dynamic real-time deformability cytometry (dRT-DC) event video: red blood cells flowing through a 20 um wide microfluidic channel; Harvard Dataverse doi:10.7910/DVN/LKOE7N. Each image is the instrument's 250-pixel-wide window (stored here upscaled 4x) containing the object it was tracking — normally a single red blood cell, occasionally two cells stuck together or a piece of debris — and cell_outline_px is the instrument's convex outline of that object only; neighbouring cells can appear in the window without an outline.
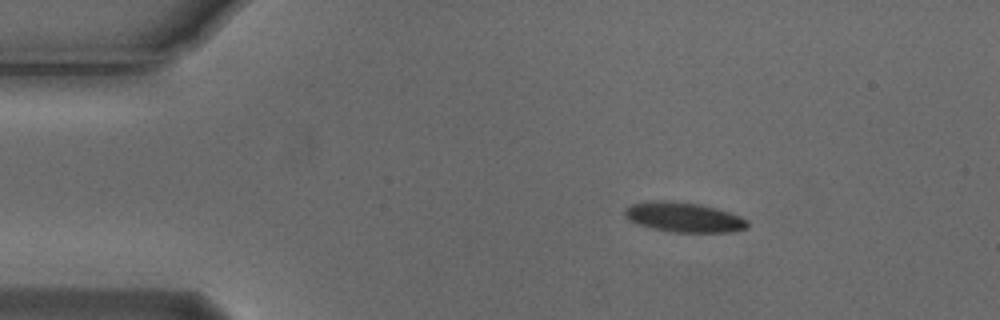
{"species": "Egyptian fruit bat (a non-hibernating species)", "species_latin": "Rousettus aegyptiacus", "temperature_condition": "cold", "stored_images_in_passage": 4, "camera_frame_rate_fps": 3000, "um_per_image_px": 0.085, "animal": {"sex": "male"}, "frame": {"image": 1, "passage_image": 2, "time_ms": 0.333, "image_size_px": [1000, 320], "cell_outline_px": [[748, 228], [736, 232], [672, 232], [652, 228], [636, 224], [628, 220], [624, 216], [624, 208], [632, 204], [660, 200], [664, 200], [696, 204], [716, 208], [740, 216], [748, 220]], "centroid_in_image_um": [58.12, 18.48], "position_along_channel_um": 26.9, "area_um2": 21.33}}
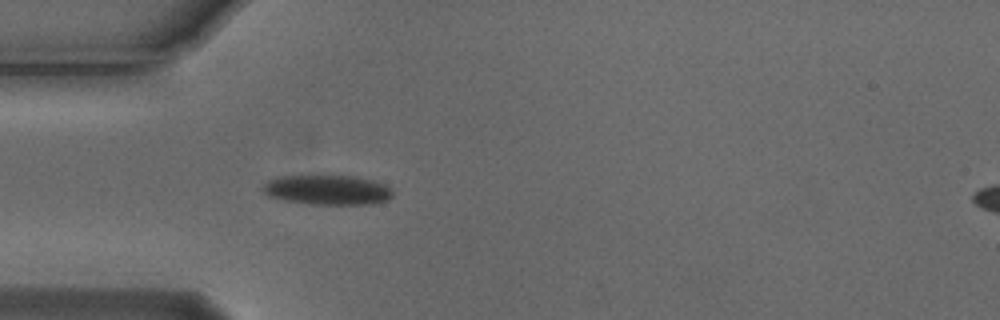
{"frame": {"image": 2, "passage_image": 4, "time_ms": 1.0, "image_size_px": [1000, 320], "cell_outline_px": [[392, 196], [388, 200], [372, 204], [308, 204], [284, 200], [268, 196], [260, 188], [268, 180], [276, 176], [352, 176], [372, 180], [384, 184], [392, 192]], "centroid_in_image_um": [27.78, 16.14], "position_along_channel_um": 57.2, "area_um2": 22.48}}